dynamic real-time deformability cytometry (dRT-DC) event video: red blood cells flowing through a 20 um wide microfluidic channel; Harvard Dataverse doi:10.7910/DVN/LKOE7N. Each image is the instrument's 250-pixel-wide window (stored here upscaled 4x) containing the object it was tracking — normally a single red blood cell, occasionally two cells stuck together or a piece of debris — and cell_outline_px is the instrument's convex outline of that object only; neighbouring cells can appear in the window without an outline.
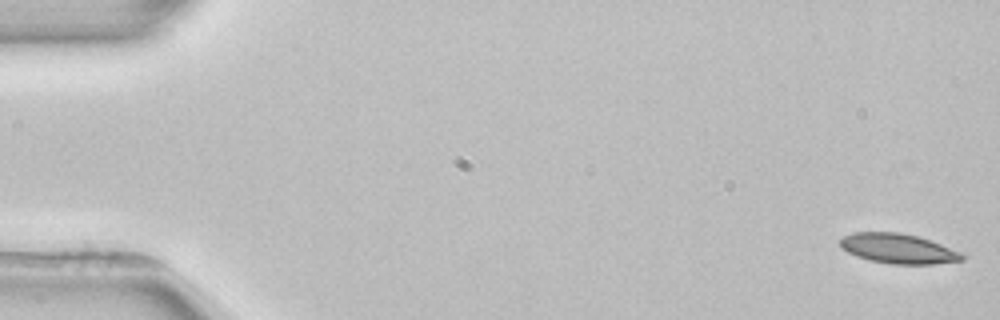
{"species": "common noctule bat (a hibernating species)", "species_latin": "Nyctalus noctula", "temperature_condition": "room temperature", "stored_images_in_passage": 4, "camera_frame_rate_fps": 3000, "um_per_image_px": 0.085, "animal": {"sex": "female", "body_mass_g": 22.7, "forearm_length_mm": 54.2}, "frame": {"image": 1, "passage_image": 1, "time_ms": 0.0, "image_size_px": [1000, 320], "cell_outline_px": [[968, 256], [964, 260], [932, 264], [892, 264], [868, 260], [856, 256], [840, 248], [840, 240], [844, 236], [852, 232], [900, 232], [916, 236], [940, 244], [960, 252]], "centroid_in_image_um": [76.33, 21.13], "position_along_channel_um": 8.7, "area_um2": 21.21}}
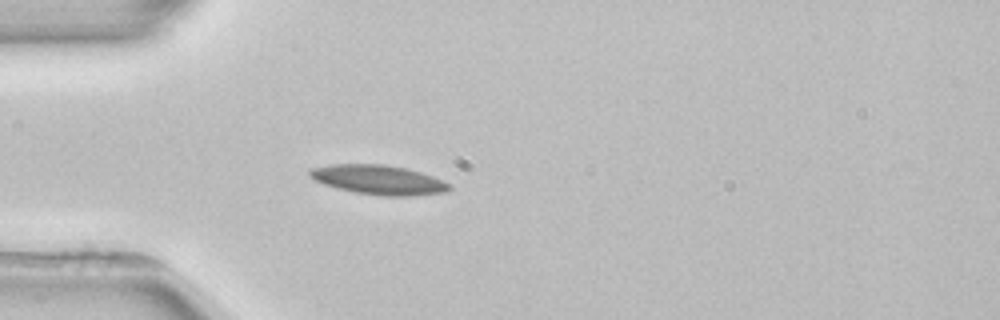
{"frame": {"image": 2, "passage_image": 4, "time_ms": 4.667, "image_size_px": [1000, 320], "cell_outline_px": [[452, 188], [448, 192], [412, 196], [384, 196], [356, 192], [324, 184], [308, 176], [308, 172], [312, 168], [328, 164], [384, 164], [404, 168], [420, 172], [432, 176], [452, 184]], "centroid_in_image_um": [32.22, 15.28], "position_along_channel_um": 52.8, "area_um2": 23.93}}